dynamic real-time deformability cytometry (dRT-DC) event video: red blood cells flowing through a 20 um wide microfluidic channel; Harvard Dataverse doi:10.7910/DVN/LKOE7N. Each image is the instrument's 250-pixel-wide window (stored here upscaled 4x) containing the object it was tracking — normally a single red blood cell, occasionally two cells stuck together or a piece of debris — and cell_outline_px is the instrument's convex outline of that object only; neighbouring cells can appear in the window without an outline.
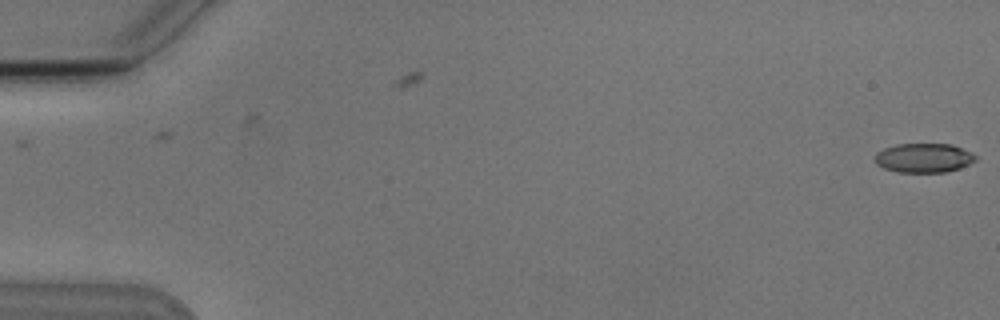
{"species": "Egyptian fruit bat (a non-hibernating species)", "species_latin": "Rousettus aegyptiacus", "temperature_condition": "cold", "stored_images_in_passage": 2, "camera_frame_rate_fps": 3000, "um_per_image_px": 0.085, "animal": {"sex": "male"}, "frame": {"image": 1, "passage_image": 2, "time_ms": 1.0, "image_size_px": [1000, 320], "cell_outline_px": [[976, 160], [960, 168], [948, 172], [896, 172], [884, 168], [876, 164], [872, 160], [872, 156], [876, 152], [884, 148], [896, 144], [952, 144], [976, 156]], "centroid_in_image_um": [78.44, 13.43], "position_along_channel_um": 6.6, "area_um2": 17.28}}